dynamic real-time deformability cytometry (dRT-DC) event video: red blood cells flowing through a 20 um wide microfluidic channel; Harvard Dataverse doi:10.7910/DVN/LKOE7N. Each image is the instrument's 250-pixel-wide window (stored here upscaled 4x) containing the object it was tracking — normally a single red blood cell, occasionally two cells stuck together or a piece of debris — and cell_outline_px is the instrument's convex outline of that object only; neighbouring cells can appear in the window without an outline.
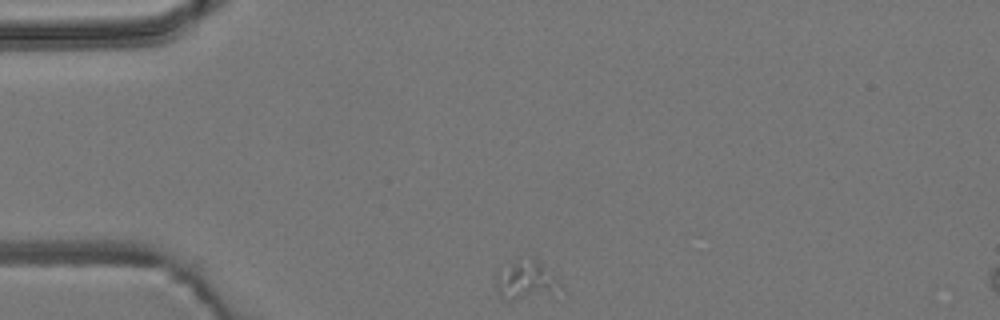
{"species": "common noctule bat (a hibernating species)", "species_latin": "Nyctalus noctula", "temperature_condition": "room temperature", "stored_images_in_passage": 3, "camera_frame_rate_fps": 3000, "um_per_image_px": 0.085, "animal": {"sex": "male", "body_mass_g": 19.2, "forearm_length_mm": 51.8}, "frame": {"image": 1, "passage_image": 1, "time_ms": 0.0, "image_size_px": [1000, 320], "cell_outline_px": [[560, 284], [512, 300], [508, 300], [500, 296], [496, 292], [496, 268], [516, 260], [532, 260], [540, 264], [556, 276]], "centroid_in_image_um": [44.45, 23.73], "position_along_channel_um": 40.5, "area_um2": 13.01}}